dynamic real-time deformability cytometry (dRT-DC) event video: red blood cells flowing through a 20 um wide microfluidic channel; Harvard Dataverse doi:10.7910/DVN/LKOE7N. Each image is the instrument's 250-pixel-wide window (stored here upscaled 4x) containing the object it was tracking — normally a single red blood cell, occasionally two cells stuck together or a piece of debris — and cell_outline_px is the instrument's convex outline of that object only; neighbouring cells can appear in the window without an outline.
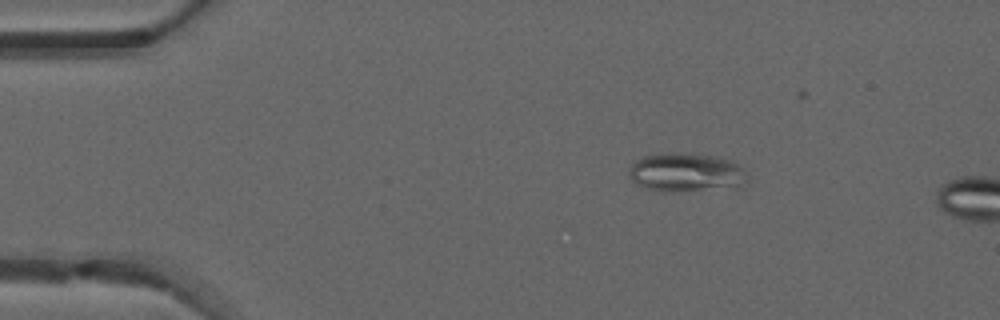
{"species": "common noctule bat (a hibernating species)", "species_latin": "Nyctalus noctula", "temperature_condition": "warm", "stored_images_in_passage": 5, "camera_frame_rate_fps": 3000, "um_per_image_px": 0.085, "animal": {"sex": "male", "forearm_length_mm": 52.5}, "frame": {"image": 1, "passage_image": 2, "time_ms": 0.333, "image_size_px": [1000, 320], "cell_outline_px": [[748, 176], [736, 188], [664, 192], [644, 188], [632, 180], [628, 176], [628, 168], [636, 160], [644, 156], [672, 152], [720, 156], [744, 168], [748, 172]], "centroid_in_image_um": [58.31, 14.66], "position_along_channel_um": 26.7, "area_um2": 26.99}}